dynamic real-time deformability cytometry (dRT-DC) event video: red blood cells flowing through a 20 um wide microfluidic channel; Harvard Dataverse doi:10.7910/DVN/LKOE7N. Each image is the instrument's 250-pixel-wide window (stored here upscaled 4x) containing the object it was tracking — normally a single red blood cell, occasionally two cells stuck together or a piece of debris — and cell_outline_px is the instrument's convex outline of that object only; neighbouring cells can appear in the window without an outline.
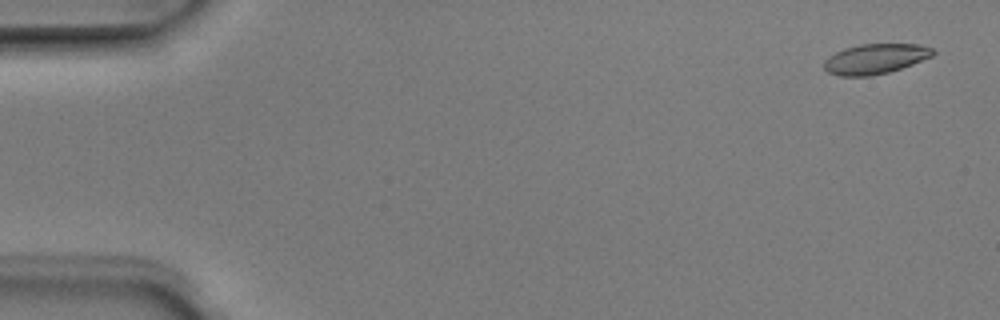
{"species": "Egyptian fruit bat (a non-hibernating species)", "species_latin": "Rousettus aegyptiacus", "temperature_condition": "room temperature", "stored_images_in_passage": 6, "camera_frame_rate_fps": 3000, "um_per_image_px": 0.085, "animal": {"sex": "male"}, "frame": {"image": 1, "passage_image": 1, "time_ms": 0.0, "image_size_px": [1000, 320], "cell_outline_px": [[936, 52], [932, 56], [912, 64], [888, 72], [868, 76], [840, 76], [828, 72], [824, 68], [824, 60], [828, 56], [844, 48], [860, 44], [920, 44], [932, 48]], "centroid_in_image_um": [74.38, 4.99], "position_along_channel_um": 10.6, "area_um2": 19.02}}
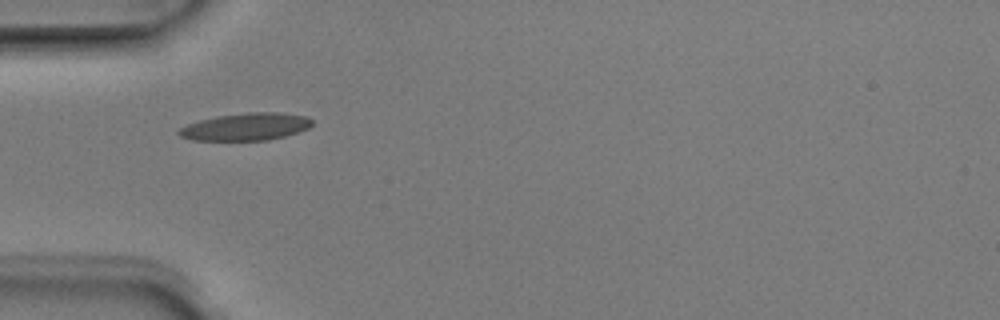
{"frame": {"image": 2, "passage_image": 5, "time_ms": 1.333, "image_size_px": [1000, 320], "cell_outline_px": [[312, 124], [308, 128], [284, 136], [268, 140], [192, 140], [180, 136], [176, 132], [180, 128], [188, 124], [200, 120], [216, 116], [248, 112], [280, 112], [304, 116], [312, 120]], "centroid_in_image_um": [20.87, 10.77], "position_along_channel_um": 64.1, "area_um2": 21.1}}
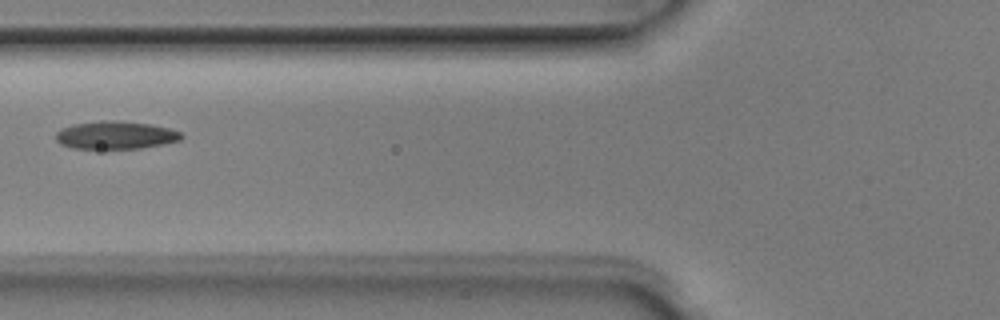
{"frame": {"image": 3, "passage_image": 6, "time_ms": 1.667, "image_size_px": [1000, 320], "cell_outline_px": [[184, 136], [180, 140], [164, 144], [140, 148], [72, 148], [60, 144], [56, 140], [56, 132], [60, 128], [72, 124], [104, 120], [108, 120], [148, 124], [168, 128], [180, 132]], "centroid_in_image_um": [9.79, 11.49], "position_along_channel_um": 116.0, "area_um2": 20.23}}